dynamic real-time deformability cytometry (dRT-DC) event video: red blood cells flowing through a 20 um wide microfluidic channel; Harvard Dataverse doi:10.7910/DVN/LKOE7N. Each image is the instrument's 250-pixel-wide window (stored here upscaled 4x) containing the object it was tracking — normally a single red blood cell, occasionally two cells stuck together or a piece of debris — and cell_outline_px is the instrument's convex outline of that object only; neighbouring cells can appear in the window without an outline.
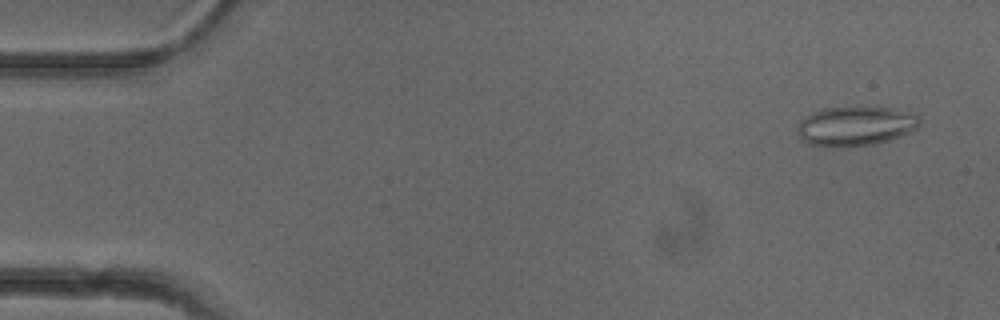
{"species": "common noctule bat (a hibernating species)", "species_latin": "Nyctalus noctula", "temperature_condition": "cold", "stored_images_in_passage": 7, "camera_frame_rate_fps": 3000, "um_per_image_px": 0.085, "animal": {"sex": "female"}, "frame": {"image": 1, "passage_image": 1, "time_ms": 0.0, "image_size_px": [1000, 320], "cell_outline_px": [[920, 124], [916, 128], [908, 132], [888, 140], [872, 144], [844, 148], [824, 148], [808, 144], [796, 132], [796, 124], [804, 116], [812, 112], [824, 108], [856, 104], [888, 108], [912, 112], [920, 116]], "centroid_in_image_um": [72.65, 10.69], "position_along_channel_um": 12.4, "area_um2": 29.25}}
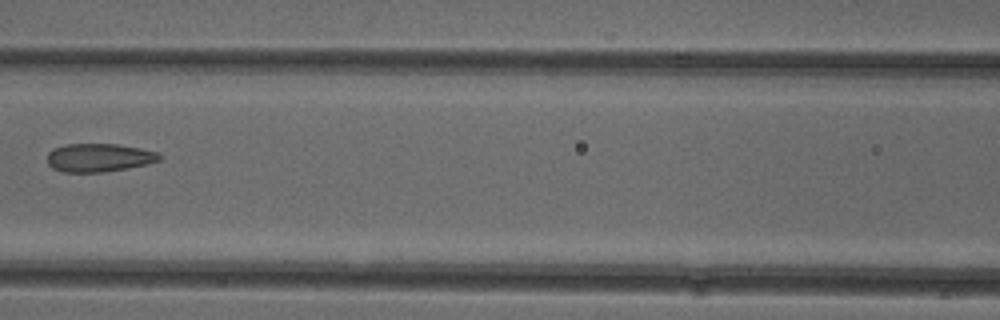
{"frame": {"image": 2, "passage_image": 6, "time_ms": 6.667, "image_size_px": [1000, 320], "cell_outline_px": [[160, 160], [148, 164], [128, 168], [104, 172], [64, 172], [52, 168], [48, 164], [48, 152], [52, 148], [64, 144], [116, 144], [140, 148], [160, 152]], "centroid_in_image_um": [8.41, 13.39], "position_along_channel_um": 158.2, "area_um2": 18.67}}
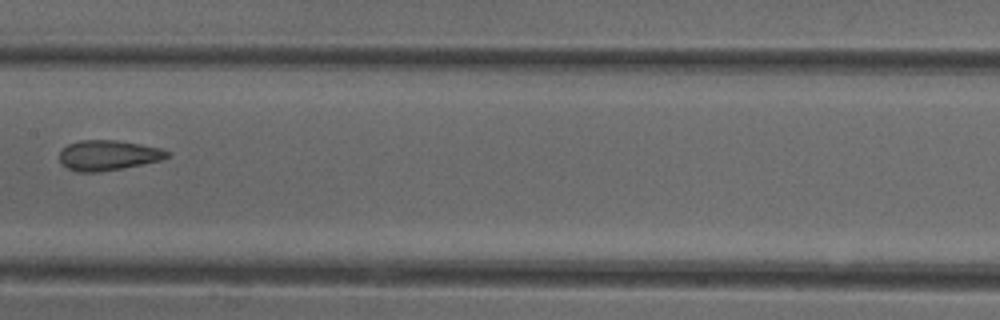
{"frame": {"image": 3, "passage_image": 7, "time_ms": 7.667, "image_size_px": [1000, 320], "cell_outline_px": [[172, 152], [168, 156], [160, 160], [100, 172], [76, 172], [60, 164], [60, 152], [68, 144], [80, 140], [116, 140], [140, 144], [160, 148]], "centroid_in_image_um": [9.16, 13.19], "position_along_channel_um": 198.2, "area_um2": 18.79}}